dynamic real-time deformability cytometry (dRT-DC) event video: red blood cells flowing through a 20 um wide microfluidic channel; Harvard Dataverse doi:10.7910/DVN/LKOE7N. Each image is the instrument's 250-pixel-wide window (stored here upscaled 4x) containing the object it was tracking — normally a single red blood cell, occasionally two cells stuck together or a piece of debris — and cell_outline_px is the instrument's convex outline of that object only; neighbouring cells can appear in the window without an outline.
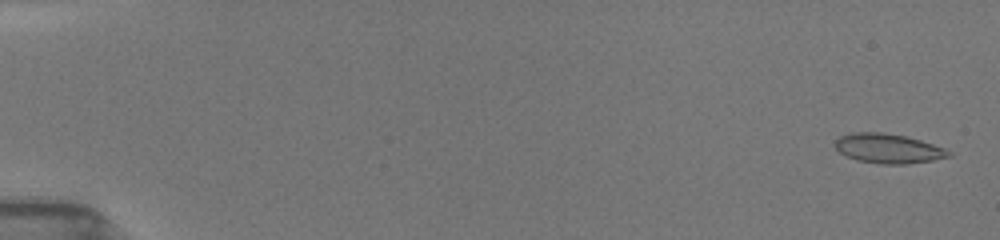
{"species": "common noctule bat (a hibernating species)", "species_latin": "Nyctalus noctula", "temperature_condition": "room temperature", "stored_images_in_passage": 104, "camera_frame_rate_fps": 3000, "um_per_image_px": 0.085, "animal": {"sex": "female", "body_mass_g": 19.5, "forearm_length_mm": 54.1}, "frame": {"image": 1, "passage_image": 4, "time_ms": 0.333, "image_size_px": [1000, 240], "cell_outline_px": [[948, 152], [944, 156], [928, 160], [904, 164], [884, 164], [856, 160], [840, 152], [836, 148], [836, 140], [840, 136], [856, 132], [880, 132], [904, 136], [920, 140], [944, 148]], "centroid_in_image_um": [75.41, 12.61], "position_along_channel_um": 9.6, "area_um2": 18.79}}
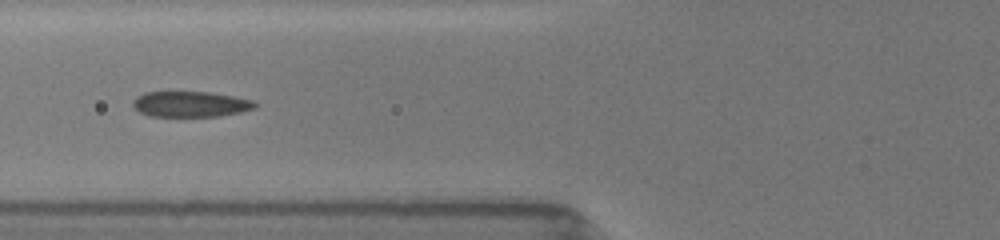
{"frame": {"image": 2, "passage_image": 48, "time_ms": 7.0, "image_size_px": [1000, 240], "cell_outline_px": [[256, 104], [252, 108], [240, 112], [216, 116], [148, 116], [140, 112], [132, 104], [136, 96], [144, 92], [208, 92], [232, 96], [252, 100]], "centroid_in_image_um": [16.13, 8.85], "position_along_channel_um": 109.7, "area_um2": 17.92}}
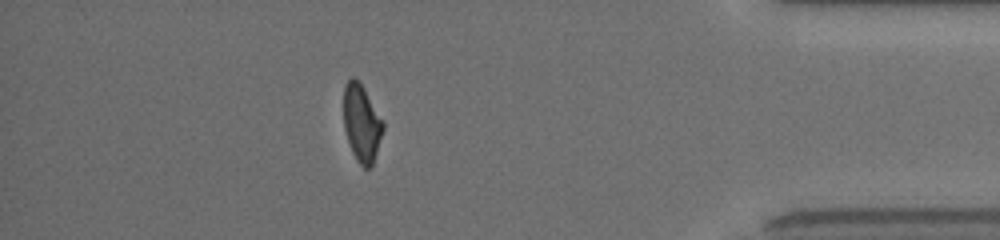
{"frame": {"image": 3, "passage_image": 91, "time_ms": 15.333, "image_size_px": [1000, 240], "cell_outline_px": [[384, 128], [372, 164], [368, 168], [364, 168], [356, 160], [352, 152], [344, 128], [344, 84], [352, 76], [356, 76], [360, 80], [384, 124]], "centroid_in_image_um": [30.72, 10.41], "position_along_channel_um": 404.5, "area_um2": 17.63}, "authors_computed_cell_mechanics": {"area_um2": 18.496, "velocity_mm_per_s": 3.9565, "shape_relaxation_time_tau1_ms": 4.6887, "shape_relaxation_time_tau2_ms": 1.6702, "deformation_change_tau1": 0.1682, "deformation_change_tau2": 0.0826}}